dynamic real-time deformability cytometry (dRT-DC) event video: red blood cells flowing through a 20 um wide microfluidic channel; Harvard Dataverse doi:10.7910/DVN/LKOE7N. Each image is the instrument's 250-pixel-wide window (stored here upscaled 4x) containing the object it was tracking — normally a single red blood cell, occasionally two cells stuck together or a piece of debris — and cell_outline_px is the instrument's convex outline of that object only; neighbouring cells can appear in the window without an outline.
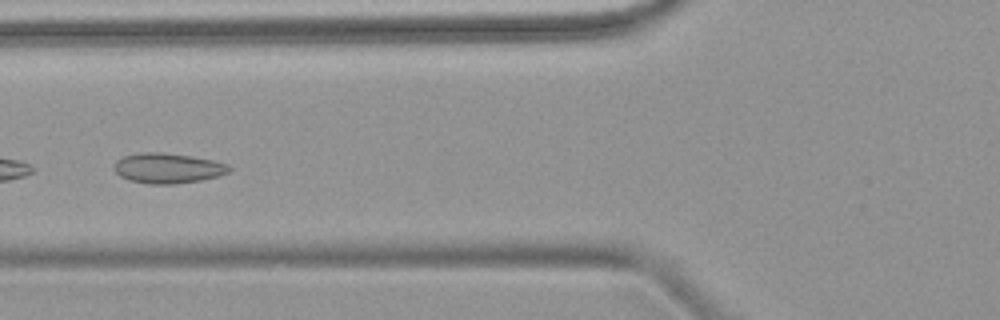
{"species": "common noctule bat (a hibernating species)", "species_latin": "Nyctalus noctula", "temperature_condition": "warm", "stored_images_in_passage": 6, "camera_frame_rate_fps": 3000, "um_per_image_px": 0.085, "animal": {"sex": "female", "body_mass_g": 18.4}, "frame": {"image": 1, "passage_image": 5, "time_ms": 4.667, "image_size_px": [1000, 320], "cell_outline_px": [[232, 168], [228, 172], [220, 176], [200, 180], [172, 184], [148, 184], [128, 180], [120, 176], [112, 168], [112, 164], [116, 160], [124, 156], [140, 152], [164, 152], [192, 156], [212, 160], [228, 164]], "centroid_in_image_um": [14.23, 14.29], "position_along_channel_um": 111.6, "area_um2": 20.46}}
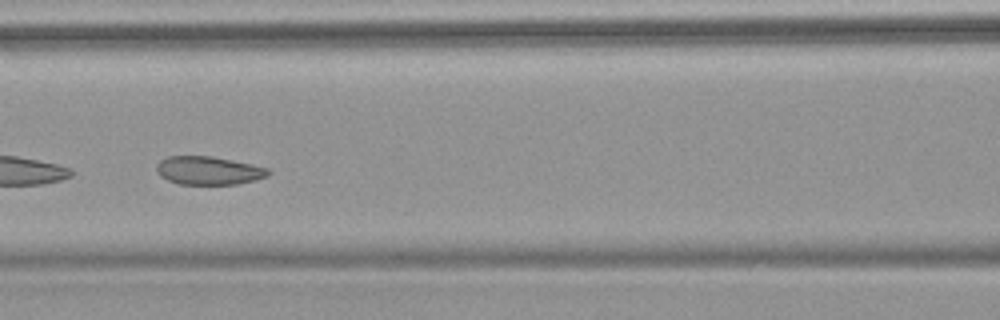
{"frame": {"image": 2, "passage_image": 6, "time_ms": 5.667, "image_size_px": [1000, 320], "cell_outline_px": [[272, 172], [268, 176], [256, 180], [240, 184], [180, 184], [168, 180], [160, 176], [156, 168], [156, 164], [160, 160], [168, 156], [212, 156], [252, 164], [268, 168]], "centroid_in_image_um": [17.75, 14.49], "position_along_channel_um": 148.8, "area_um2": 18.55}}